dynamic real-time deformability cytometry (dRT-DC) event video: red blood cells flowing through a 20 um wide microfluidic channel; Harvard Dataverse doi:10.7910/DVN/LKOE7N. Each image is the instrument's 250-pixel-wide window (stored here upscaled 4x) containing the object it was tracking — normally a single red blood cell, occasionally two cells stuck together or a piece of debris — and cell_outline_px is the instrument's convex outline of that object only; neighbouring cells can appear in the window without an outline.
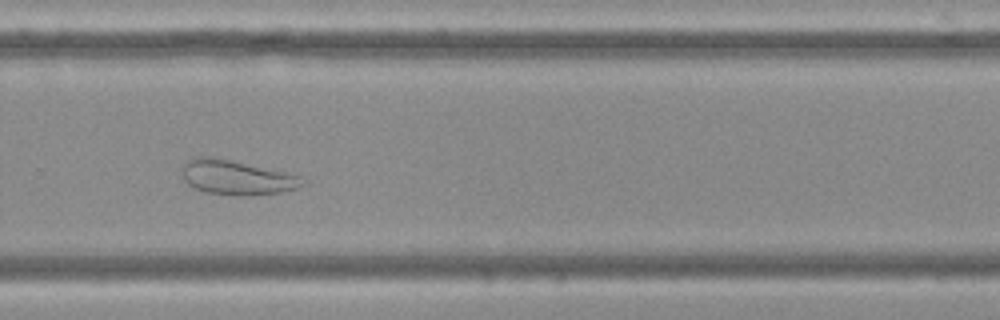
{"species": "Egyptian fruit bat (a non-hibernating species)", "species_latin": "Rousettus aegyptiacus", "temperature_condition": "cold", "stored_images_in_passage": 33, "camera_frame_rate_fps": 3000, "um_per_image_px": 0.085, "frame": {"image": 1, "passage_image": 24, "time_ms": 7.667, "image_size_px": [1000, 320], "cell_outline_px": [[304, 184], [300, 188], [280, 192], [248, 196], [232, 196], [208, 192], [196, 188], [188, 184], [184, 180], [184, 164], [188, 160], [200, 156], [204, 156], [228, 160], [284, 172], [300, 176]], "centroid_in_image_um": [20.14, 15.11], "position_along_channel_um": 309.7, "area_um2": 23.7}}